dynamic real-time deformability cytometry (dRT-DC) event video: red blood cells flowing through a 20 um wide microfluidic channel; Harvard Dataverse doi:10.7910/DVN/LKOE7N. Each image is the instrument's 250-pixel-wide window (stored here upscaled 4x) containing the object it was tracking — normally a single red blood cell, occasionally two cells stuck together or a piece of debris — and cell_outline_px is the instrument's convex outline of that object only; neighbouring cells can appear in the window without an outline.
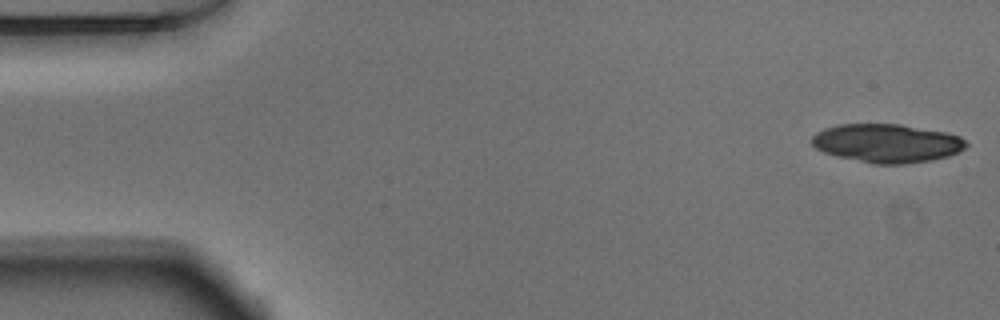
{"species": "Egyptian fruit bat (a non-hibernating species)", "species_latin": "Rousettus aegyptiacus", "temperature_condition": "warm", "stored_images_in_passage": 28, "camera_frame_rate_fps": 3000, "um_per_image_px": 0.085, "animal": {"sex": "male"}, "frame": {"image": 1, "passage_image": 1, "time_ms": 0.0, "image_size_px": [1000, 320], "cell_outline_px": [[968, 144], [960, 152], [948, 156], [932, 160], [908, 164], [872, 164], [836, 156], [824, 152], [816, 148], [812, 144], [812, 136], [816, 132], [824, 128], [840, 124], [900, 124], [948, 132], [960, 136]], "centroid_in_image_um": [75.4, 12.17], "position_along_channel_um": 9.6, "area_um2": 34.97}}
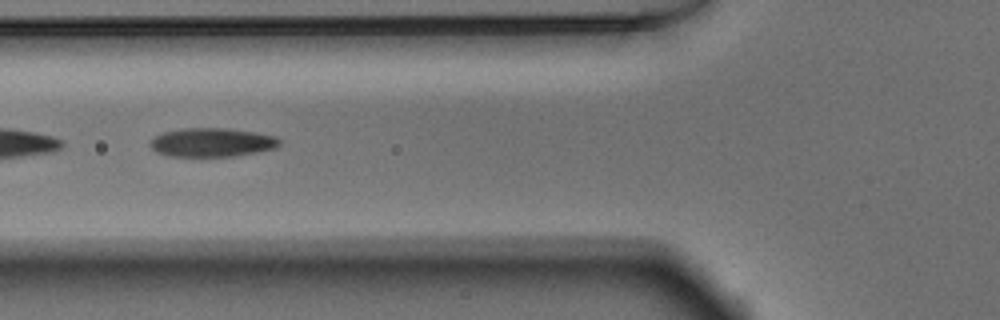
{"frame": {"image": 2, "passage_image": 19, "time_ms": 6.0, "image_size_px": [1000, 320], "cell_outline_px": [[280, 144], [276, 148], [236, 156], [168, 156], [156, 152], [148, 144], [148, 140], [164, 132], [184, 128], [228, 128], [256, 132], [276, 136], [280, 140]], "centroid_in_image_um": [18.01, 12.1], "position_along_channel_um": 107.8, "area_um2": 21.85}}
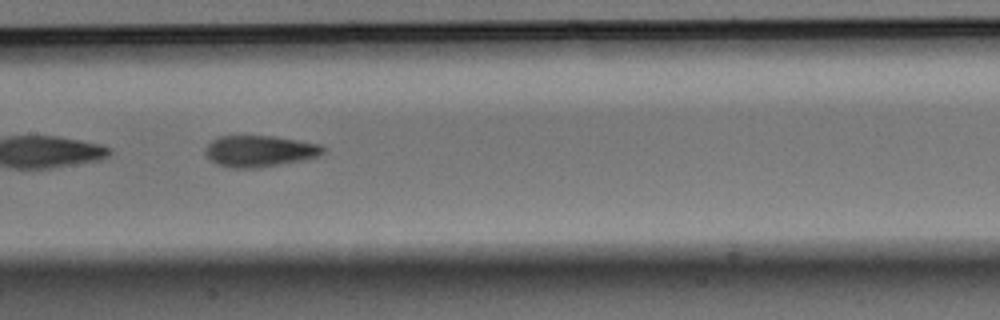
{"frame": {"image": 3, "passage_image": 25, "time_ms": 8.0, "image_size_px": [1000, 320], "cell_outline_px": [[324, 152], [320, 156], [260, 168], [228, 168], [216, 164], [204, 152], [204, 148], [212, 140], [220, 136], [276, 136], [320, 144], [324, 148]], "centroid_in_image_um": [22.05, 12.84], "position_along_channel_um": 185.4, "area_um2": 21.56}}